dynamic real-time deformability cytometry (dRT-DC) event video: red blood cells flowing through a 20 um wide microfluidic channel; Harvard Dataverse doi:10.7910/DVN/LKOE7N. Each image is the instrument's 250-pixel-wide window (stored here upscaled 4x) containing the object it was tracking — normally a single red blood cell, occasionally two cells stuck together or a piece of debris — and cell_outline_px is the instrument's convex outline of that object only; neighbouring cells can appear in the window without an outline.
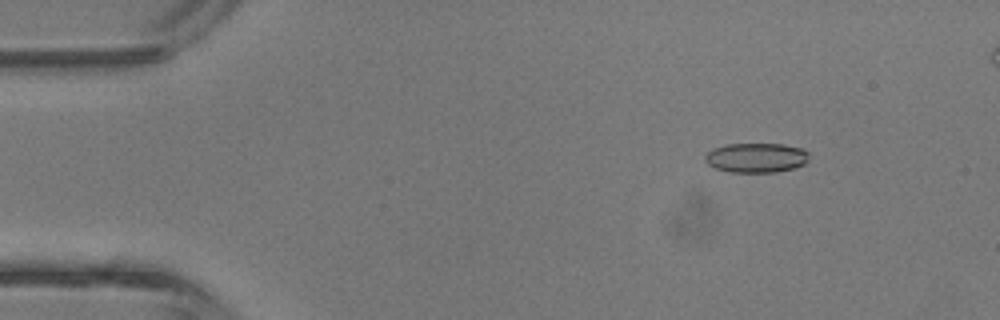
{"species": "common noctule bat (a hibernating species)", "species_latin": "Nyctalus noctula", "temperature_condition": "room temperature", "stored_images_in_passage": 43, "camera_frame_rate_fps": 3000, "um_per_image_px": 0.085, "animal": {"sex": "male", "body_mass_g": 13.3}, "frame": {"image": 1, "passage_image": 6, "time_ms": 1.667, "image_size_px": [1000, 320], "cell_outline_px": [[808, 160], [804, 164], [792, 168], [776, 172], [728, 172], [716, 168], [708, 164], [704, 160], [704, 156], [712, 148], [728, 144], [784, 144], [800, 148], [808, 152]], "centroid_in_image_um": [64.25, 13.4], "position_along_channel_um": 20.7, "area_um2": 17.92}}
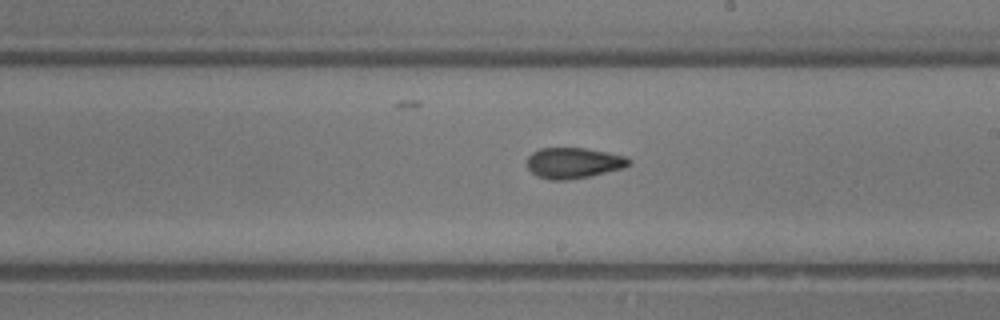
{"frame": {"image": 2, "passage_image": 25, "time_ms": 8.0, "image_size_px": [1000, 320], "cell_outline_px": [[632, 164], [624, 168], [592, 176], [568, 180], [548, 180], [536, 176], [528, 168], [528, 156], [532, 152], [540, 148], [584, 148], [608, 152], [628, 156], [632, 160]], "centroid_in_image_um": [48.8, 13.86], "position_along_channel_um": 240.2, "area_um2": 18.61}}
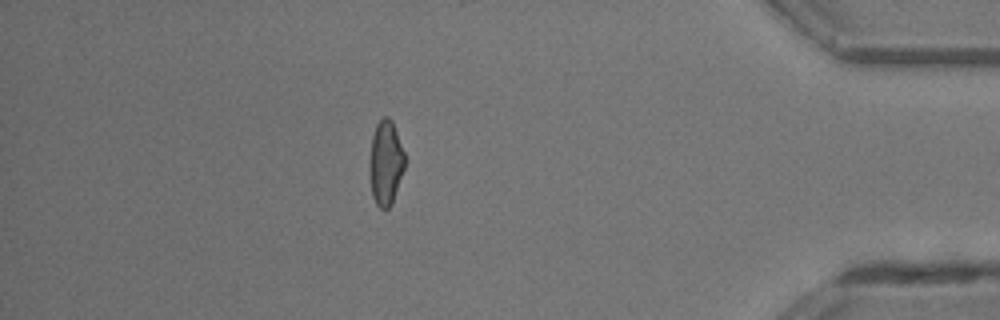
{"frame": {"image": 3, "passage_image": 38, "time_ms": 12.333, "image_size_px": [1000, 320], "cell_outline_px": [[404, 168], [392, 204], [388, 208], [380, 208], [376, 204], [372, 196], [368, 172], [368, 168], [372, 136], [376, 124], [384, 116], [388, 116], [392, 120], [404, 152]], "centroid_in_image_um": [32.75, 13.84], "position_along_channel_um": 402.4, "area_um2": 17.51}, "authors_computed_cell_mechanics": {"area_um2": 17.918, "velocity_mm_per_s": 4.7897, "shape_relaxation_time_tau1_ms": null, "shape_relaxation_time_tau2_ms": 1.2306, "deformation_change_tau1": null, "deformation_change_tau2": 0.0819}}